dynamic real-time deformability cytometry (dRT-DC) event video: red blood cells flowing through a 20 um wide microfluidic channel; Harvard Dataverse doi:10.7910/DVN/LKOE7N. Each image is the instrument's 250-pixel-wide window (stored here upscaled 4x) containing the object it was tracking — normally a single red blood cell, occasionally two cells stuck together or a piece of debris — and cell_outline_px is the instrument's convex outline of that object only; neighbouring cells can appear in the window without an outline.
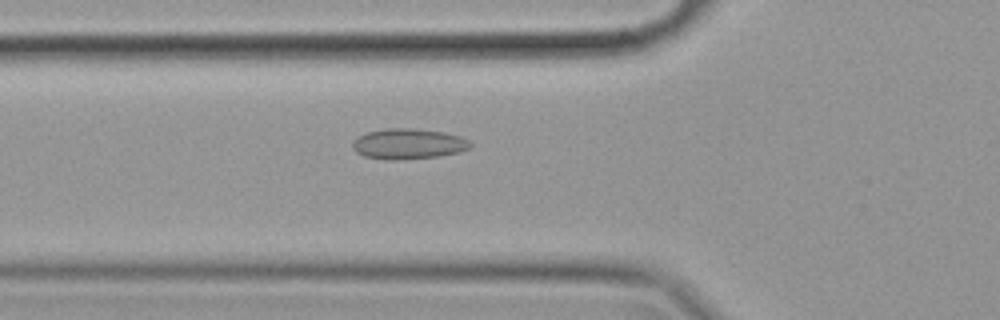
{"species": "common noctule bat (a hibernating species)", "species_latin": "Nyctalus noctula", "temperature_condition": "cold", "stored_images_in_passage": 41, "camera_frame_rate_fps": 3000, "um_per_image_px": 0.085, "animal": {"sex": "female", "body_mass_g": 19.9}, "frame": {"image": 1, "passage_image": 4, "time_ms": 1.0, "image_size_px": [1000, 320], "cell_outline_px": [[472, 144], [468, 148], [460, 152], [436, 156], [396, 160], [388, 160], [364, 156], [356, 152], [352, 148], [352, 140], [368, 132], [388, 128], [416, 128], [444, 132], [460, 136], [468, 140]], "centroid_in_image_um": [34.69, 12.22], "position_along_channel_um": 91.1, "area_um2": 20.87}}
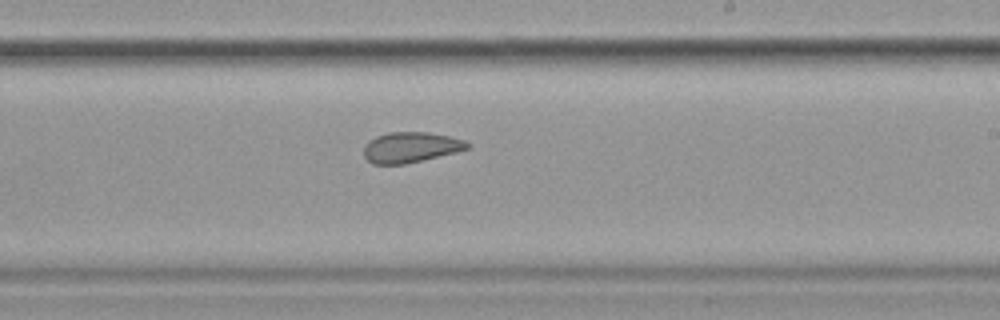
{"frame": {"image": 2, "passage_image": 18, "time_ms": 5.667, "image_size_px": [1000, 320], "cell_outline_px": [[472, 144], [468, 148], [456, 152], [404, 164], [372, 164], [364, 156], [364, 144], [368, 140], [376, 136], [388, 132], [428, 132], [448, 136], [464, 140]], "centroid_in_image_um": [34.88, 12.51], "position_along_channel_um": 254.1, "area_um2": 18.38}}
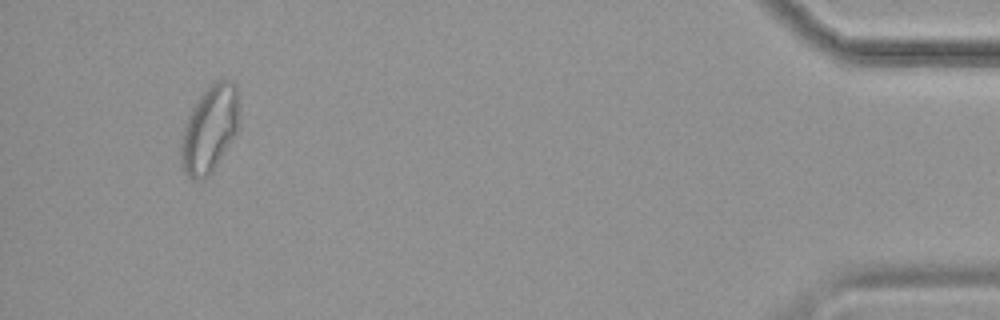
{"frame": {"image": 3, "passage_image": 38, "time_ms": 12.333, "image_size_px": [1000, 320], "cell_outline_px": [[240, 120], [236, 132], [212, 172], [208, 176], [196, 180], [192, 180], [184, 172], [180, 164], [180, 140], [184, 124], [192, 108], [204, 88], [212, 80], [232, 80], [236, 84]], "centroid_in_image_um": [17.8, 10.94], "position_along_channel_um": 417.4, "area_um2": 29.94}, "authors_computed_cell_mechanics": {"area_um2": 20.1722, "velocity_mm_per_s": 3.4985, "shape_relaxation_time_tau1_ms": null, "shape_relaxation_time_tau2_ms": 2.1439, "deformation_change_tau1": null, "deformation_change_tau2": 0.0572}}